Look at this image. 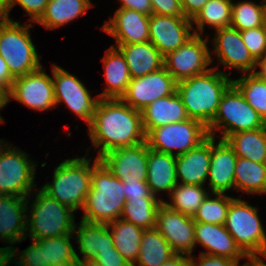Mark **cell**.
Segmentation results:
<instances>
[{"label":"cell","instance_id":"cell-1","mask_svg":"<svg viewBox=\"0 0 266 266\" xmlns=\"http://www.w3.org/2000/svg\"><path fill=\"white\" fill-rule=\"evenodd\" d=\"M88 129L94 148L100 147L97 158L113 149L146 141L141 111L121 98H100Z\"/></svg>","mask_w":266,"mask_h":266},{"label":"cell","instance_id":"cell-2","mask_svg":"<svg viewBox=\"0 0 266 266\" xmlns=\"http://www.w3.org/2000/svg\"><path fill=\"white\" fill-rule=\"evenodd\" d=\"M211 67L203 74L177 82V93L181 97L187 116L208 127L216 113L223 94L232 85L228 73Z\"/></svg>","mask_w":266,"mask_h":266},{"label":"cell","instance_id":"cell-3","mask_svg":"<svg viewBox=\"0 0 266 266\" xmlns=\"http://www.w3.org/2000/svg\"><path fill=\"white\" fill-rule=\"evenodd\" d=\"M123 182L99 161L92 168L90 192L82 208L81 220L90 223H110L121 217L126 197Z\"/></svg>","mask_w":266,"mask_h":266},{"label":"cell","instance_id":"cell-4","mask_svg":"<svg viewBox=\"0 0 266 266\" xmlns=\"http://www.w3.org/2000/svg\"><path fill=\"white\" fill-rule=\"evenodd\" d=\"M86 155L65 159L54 169L52 182L41 188L49 197L74 211L84 207L90 192L92 168L100 161L96 157L93 163L92 158L86 159Z\"/></svg>","mask_w":266,"mask_h":266},{"label":"cell","instance_id":"cell-5","mask_svg":"<svg viewBox=\"0 0 266 266\" xmlns=\"http://www.w3.org/2000/svg\"><path fill=\"white\" fill-rule=\"evenodd\" d=\"M31 211L27 210L26 238L39 240L73 234L75 228L74 210L49 197L41 189L35 194Z\"/></svg>","mask_w":266,"mask_h":266},{"label":"cell","instance_id":"cell-6","mask_svg":"<svg viewBox=\"0 0 266 266\" xmlns=\"http://www.w3.org/2000/svg\"><path fill=\"white\" fill-rule=\"evenodd\" d=\"M257 207L235 198L228 208L225 226L235 243L248 257L266 258V232Z\"/></svg>","mask_w":266,"mask_h":266},{"label":"cell","instance_id":"cell-7","mask_svg":"<svg viewBox=\"0 0 266 266\" xmlns=\"http://www.w3.org/2000/svg\"><path fill=\"white\" fill-rule=\"evenodd\" d=\"M33 27L32 23L21 25L13 20L0 24V56L15 78L42 66L30 36Z\"/></svg>","mask_w":266,"mask_h":266},{"label":"cell","instance_id":"cell-8","mask_svg":"<svg viewBox=\"0 0 266 266\" xmlns=\"http://www.w3.org/2000/svg\"><path fill=\"white\" fill-rule=\"evenodd\" d=\"M265 125L257 111L232 84L223 94L216 116L207 127V132L209 136L216 138L217 131L221 129V139L226 140L234 133L260 129Z\"/></svg>","mask_w":266,"mask_h":266},{"label":"cell","instance_id":"cell-9","mask_svg":"<svg viewBox=\"0 0 266 266\" xmlns=\"http://www.w3.org/2000/svg\"><path fill=\"white\" fill-rule=\"evenodd\" d=\"M7 143L0 139V194L27 198L37 187V164L24 151Z\"/></svg>","mask_w":266,"mask_h":266},{"label":"cell","instance_id":"cell-10","mask_svg":"<svg viewBox=\"0 0 266 266\" xmlns=\"http://www.w3.org/2000/svg\"><path fill=\"white\" fill-rule=\"evenodd\" d=\"M208 136L206 126L189 118L150 130L146 143L150 149L179 156L197 147Z\"/></svg>","mask_w":266,"mask_h":266},{"label":"cell","instance_id":"cell-11","mask_svg":"<svg viewBox=\"0 0 266 266\" xmlns=\"http://www.w3.org/2000/svg\"><path fill=\"white\" fill-rule=\"evenodd\" d=\"M209 38L194 34L177 50L164 56V67L177 81L203 74L210 70L213 59L209 47Z\"/></svg>","mask_w":266,"mask_h":266},{"label":"cell","instance_id":"cell-12","mask_svg":"<svg viewBox=\"0 0 266 266\" xmlns=\"http://www.w3.org/2000/svg\"><path fill=\"white\" fill-rule=\"evenodd\" d=\"M56 107L64 102L84 122L91 124L100 97L92 98L90 91L74 75L65 69L52 65Z\"/></svg>","mask_w":266,"mask_h":266},{"label":"cell","instance_id":"cell-13","mask_svg":"<svg viewBox=\"0 0 266 266\" xmlns=\"http://www.w3.org/2000/svg\"><path fill=\"white\" fill-rule=\"evenodd\" d=\"M29 198V200H28ZM27 198L14 195H0V240L12 244L0 248L1 257H13L17 254L13 244L26 240L27 234V210H29Z\"/></svg>","mask_w":266,"mask_h":266},{"label":"cell","instance_id":"cell-14","mask_svg":"<svg viewBox=\"0 0 266 266\" xmlns=\"http://www.w3.org/2000/svg\"><path fill=\"white\" fill-rule=\"evenodd\" d=\"M11 99L36 111L55 108L53 78L45 73L43 66L24 76L16 77L10 89Z\"/></svg>","mask_w":266,"mask_h":266},{"label":"cell","instance_id":"cell-15","mask_svg":"<svg viewBox=\"0 0 266 266\" xmlns=\"http://www.w3.org/2000/svg\"><path fill=\"white\" fill-rule=\"evenodd\" d=\"M176 91L177 81L163 67L143 77L131 78L121 99L133 109L142 111L153 101L168 97Z\"/></svg>","mask_w":266,"mask_h":266},{"label":"cell","instance_id":"cell-16","mask_svg":"<svg viewBox=\"0 0 266 266\" xmlns=\"http://www.w3.org/2000/svg\"><path fill=\"white\" fill-rule=\"evenodd\" d=\"M155 228L167 240L176 254H192L196 247L193 217L170 209L162 202L157 210Z\"/></svg>","mask_w":266,"mask_h":266},{"label":"cell","instance_id":"cell-17","mask_svg":"<svg viewBox=\"0 0 266 266\" xmlns=\"http://www.w3.org/2000/svg\"><path fill=\"white\" fill-rule=\"evenodd\" d=\"M193 29L192 20L187 17L151 14L149 41L166 56L191 38L194 35L191 32Z\"/></svg>","mask_w":266,"mask_h":266},{"label":"cell","instance_id":"cell-18","mask_svg":"<svg viewBox=\"0 0 266 266\" xmlns=\"http://www.w3.org/2000/svg\"><path fill=\"white\" fill-rule=\"evenodd\" d=\"M99 160L121 181H146L148 145L142 142L132 147L113 149Z\"/></svg>","mask_w":266,"mask_h":266},{"label":"cell","instance_id":"cell-19","mask_svg":"<svg viewBox=\"0 0 266 266\" xmlns=\"http://www.w3.org/2000/svg\"><path fill=\"white\" fill-rule=\"evenodd\" d=\"M215 32L213 52L216 53L218 63L228 69L240 70L243 74L254 73L257 61L243 42L240 31L225 27Z\"/></svg>","mask_w":266,"mask_h":266},{"label":"cell","instance_id":"cell-20","mask_svg":"<svg viewBox=\"0 0 266 266\" xmlns=\"http://www.w3.org/2000/svg\"><path fill=\"white\" fill-rule=\"evenodd\" d=\"M149 20V15L118 8L101 29L114 37L116 45L144 43L149 41Z\"/></svg>","mask_w":266,"mask_h":266},{"label":"cell","instance_id":"cell-21","mask_svg":"<svg viewBox=\"0 0 266 266\" xmlns=\"http://www.w3.org/2000/svg\"><path fill=\"white\" fill-rule=\"evenodd\" d=\"M237 155L226 140L220 139L215 143L211 136V163L208 172L209 189L214 193L225 194L226 191L235 189L234 173Z\"/></svg>","mask_w":266,"mask_h":266},{"label":"cell","instance_id":"cell-22","mask_svg":"<svg viewBox=\"0 0 266 266\" xmlns=\"http://www.w3.org/2000/svg\"><path fill=\"white\" fill-rule=\"evenodd\" d=\"M195 244L207 249L205 254L227 257L238 264L241 258H248L235 243L225 225L195 222Z\"/></svg>","mask_w":266,"mask_h":266},{"label":"cell","instance_id":"cell-23","mask_svg":"<svg viewBox=\"0 0 266 266\" xmlns=\"http://www.w3.org/2000/svg\"><path fill=\"white\" fill-rule=\"evenodd\" d=\"M210 163L211 136H208L197 147L176 156L177 182L203 186L208 177Z\"/></svg>","mask_w":266,"mask_h":266},{"label":"cell","instance_id":"cell-24","mask_svg":"<svg viewBox=\"0 0 266 266\" xmlns=\"http://www.w3.org/2000/svg\"><path fill=\"white\" fill-rule=\"evenodd\" d=\"M141 118L145 134L154 128L189 119L177 91L150 103L141 111Z\"/></svg>","mask_w":266,"mask_h":266},{"label":"cell","instance_id":"cell-25","mask_svg":"<svg viewBox=\"0 0 266 266\" xmlns=\"http://www.w3.org/2000/svg\"><path fill=\"white\" fill-rule=\"evenodd\" d=\"M115 47L124 55L131 78H140L164 67V56L150 41Z\"/></svg>","mask_w":266,"mask_h":266},{"label":"cell","instance_id":"cell-26","mask_svg":"<svg viewBox=\"0 0 266 266\" xmlns=\"http://www.w3.org/2000/svg\"><path fill=\"white\" fill-rule=\"evenodd\" d=\"M146 182L153 195L160 191L170 195L176 186V156L148 148V166Z\"/></svg>","mask_w":266,"mask_h":266},{"label":"cell","instance_id":"cell-27","mask_svg":"<svg viewBox=\"0 0 266 266\" xmlns=\"http://www.w3.org/2000/svg\"><path fill=\"white\" fill-rule=\"evenodd\" d=\"M73 235L76 236L80 255L78 260L95 259L98 252L114 248L112 234L107 223H90L81 220L79 226L74 228Z\"/></svg>","mask_w":266,"mask_h":266},{"label":"cell","instance_id":"cell-28","mask_svg":"<svg viewBox=\"0 0 266 266\" xmlns=\"http://www.w3.org/2000/svg\"><path fill=\"white\" fill-rule=\"evenodd\" d=\"M105 72L106 88L100 98H121L127 91L131 80L129 68L124 55L112 45L102 58Z\"/></svg>","mask_w":266,"mask_h":266},{"label":"cell","instance_id":"cell-29","mask_svg":"<svg viewBox=\"0 0 266 266\" xmlns=\"http://www.w3.org/2000/svg\"><path fill=\"white\" fill-rule=\"evenodd\" d=\"M92 6L94 5L91 0H49L44 13L36 23L53 30L84 15Z\"/></svg>","mask_w":266,"mask_h":266},{"label":"cell","instance_id":"cell-30","mask_svg":"<svg viewBox=\"0 0 266 266\" xmlns=\"http://www.w3.org/2000/svg\"><path fill=\"white\" fill-rule=\"evenodd\" d=\"M107 224L114 247L131 265H134L139 256L144 229L121 218Z\"/></svg>","mask_w":266,"mask_h":266},{"label":"cell","instance_id":"cell-31","mask_svg":"<svg viewBox=\"0 0 266 266\" xmlns=\"http://www.w3.org/2000/svg\"><path fill=\"white\" fill-rule=\"evenodd\" d=\"M226 141L237 157L266 163V125L260 129L234 133Z\"/></svg>","mask_w":266,"mask_h":266},{"label":"cell","instance_id":"cell-32","mask_svg":"<svg viewBox=\"0 0 266 266\" xmlns=\"http://www.w3.org/2000/svg\"><path fill=\"white\" fill-rule=\"evenodd\" d=\"M176 253L156 229H144L139 256L134 266H161Z\"/></svg>","mask_w":266,"mask_h":266},{"label":"cell","instance_id":"cell-33","mask_svg":"<svg viewBox=\"0 0 266 266\" xmlns=\"http://www.w3.org/2000/svg\"><path fill=\"white\" fill-rule=\"evenodd\" d=\"M234 181L235 190L247 194H266V163L237 157Z\"/></svg>","mask_w":266,"mask_h":266},{"label":"cell","instance_id":"cell-34","mask_svg":"<svg viewBox=\"0 0 266 266\" xmlns=\"http://www.w3.org/2000/svg\"><path fill=\"white\" fill-rule=\"evenodd\" d=\"M231 11L232 0H209L192 19V24L197 26L194 34L203 35L206 24L215 30L230 27Z\"/></svg>","mask_w":266,"mask_h":266},{"label":"cell","instance_id":"cell-35","mask_svg":"<svg viewBox=\"0 0 266 266\" xmlns=\"http://www.w3.org/2000/svg\"><path fill=\"white\" fill-rule=\"evenodd\" d=\"M208 194L210 191L204 186L177 183L169 195L171 203L163 202L170 209L193 217Z\"/></svg>","mask_w":266,"mask_h":266},{"label":"cell","instance_id":"cell-36","mask_svg":"<svg viewBox=\"0 0 266 266\" xmlns=\"http://www.w3.org/2000/svg\"><path fill=\"white\" fill-rule=\"evenodd\" d=\"M73 234L36 240L44 247L45 265L75 266L79 255L71 244Z\"/></svg>","mask_w":266,"mask_h":266},{"label":"cell","instance_id":"cell-37","mask_svg":"<svg viewBox=\"0 0 266 266\" xmlns=\"http://www.w3.org/2000/svg\"><path fill=\"white\" fill-rule=\"evenodd\" d=\"M163 201L162 198L127 200L120 218L143 229L155 228L157 210Z\"/></svg>","mask_w":266,"mask_h":266},{"label":"cell","instance_id":"cell-38","mask_svg":"<svg viewBox=\"0 0 266 266\" xmlns=\"http://www.w3.org/2000/svg\"><path fill=\"white\" fill-rule=\"evenodd\" d=\"M232 84L266 123V81L260 79L255 73H248L239 79L232 80Z\"/></svg>","mask_w":266,"mask_h":266},{"label":"cell","instance_id":"cell-39","mask_svg":"<svg viewBox=\"0 0 266 266\" xmlns=\"http://www.w3.org/2000/svg\"><path fill=\"white\" fill-rule=\"evenodd\" d=\"M265 14L266 0H262L261 4L252 1H240L237 4L232 2L230 27L239 31L261 27Z\"/></svg>","mask_w":266,"mask_h":266},{"label":"cell","instance_id":"cell-40","mask_svg":"<svg viewBox=\"0 0 266 266\" xmlns=\"http://www.w3.org/2000/svg\"><path fill=\"white\" fill-rule=\"evenodd\" d=\"M215 197L207 196L202 202L193 219L195 222L224 225L230 203L234 197L214 193Z\"/></svg>","mask_w":266,"mask_h":266},{"label":"cell","instance_id":"cell-41","mask_svg":"<svg viewBox=\"0 0 266 266\" xmlns=\"http://www.w3.org/2000/svg\"><path fill=\"white\" fill-rule=\"evenodd\" d=\"M33 243L25 250L20 251L19 258L1 257L0 266H9L15 263V266H50L45 265L44 247H41L36 240H31ZM12 260L14 262H12Z\"/></svg>","mask_w":266,"mask_h":266},{"label":"cell","instance_id":"cell-42","mask_svg":"<svg viewBox=\"0 0 266 266\" xmlns=\"http://www.w3.org/2000/svg\"><path fill=\"white\" fill-rule=\"evenodd\" d=\"M243 42L256 61L266 57V35L263 27L240 31Z\"/></svg>","mask_w":266,"mask_h":266},{"label":"cell","instance_id":"cell-43","mask_svg":"<svg viewBox=\"0 0 266 266\" xmlns=\"http://www.w3.org/2000/svg\"><path fill=\"white\" fill-rule=\"evenodd\" d=\"M49 0H9V11L19 4L30 17L29 21L37 22L45 11Z\"/></svg>","mask_w":266,"mask_h":266},{"label":"cell","instance_id":"cell-44","mask_svg":"<svg viewBox=\"0 0 266 266\" xmlns=\"http://www.w3.org/2000/svg\"><path fill=\"white\" fill-rule=\"evenodd\" d=\"M124 195L127 200H142V198H157L150 191L146 181H122Z\"/></svg>","mask_w":266,"mask_h":266},{"label":"cell","instance_id":"cell-45","mask_svg":"<svg viewBox=\"0 0 266 266\" xmlns=\"http://www.w3.org/2000/svg\"><path fill=\"white\" fill-rule=\"evenodd\" d=\"M152 14L184 16L180 0H150Z\"/></svg>","mask_w":266,"mask_h":266},{"label":"cell","instance_id":"cell-46","mask_svg":"<svg viewBox=\"0 0 266 266\" xmlns=\"http://www.w3.org/2000/svg\"><path fill=\"white\" fill-rule=\"evenodd\" d=\"M95 260L102 266H130L131 264L114 247L110 250L98 252Z\"/></svg>","mask_w":266,"mask_h":266},{"label":"cell","instance_id":"cell-47","mask_svg":"<svg viewBox=\"0 0 266 266\" xmlns=\"http://www.w3.org/2000/svg\"><path fill=\"white\" fill-rule=\"evenodd\" d=\"M192 255V266H240L236 261L221 256L200 253L199 262Z\"/></svg>","mask_w":266,"mask_h":266},{"label":"cell","instance_id":"cell-48","mask_svg":"<svg viewBox=\"0 0 266 266\" xmlns=\"http://www.w3.org/2000/svg\"><path fill=\"white\" fill-rule=\"evenodd\" d=\"M120 3L119 8L136 10L149 16L152 14L150 0H120Z\"/></svg>","mask_w":266,"mask_h":266},{"label":"cell","instance_id":"cell-49","mask_svg":"<svg viewBox=\"0 0 266 266\" xmlns=\"http://www.w3.org/2000/svg\"><path fill=\"white\" fill-rule=\"evenodd\" d=\"M184 17L193 19L209 0H180Z\"/></svg>","mask_w":266,"mask_h":266},{"label":"cell","instance_id":"cell-50","mask_svg":"<svg viewBox=\"0 0 266 266\" xmlns=\"http://www.w3.org/2000/svg\"><path fill=\"white\" fill-rule=\"evenodd\" d=\"M161 266H192V255L175 254Z\"/></svg>","mask_w":266,"mask_h":266},{"label":"cell","instance_id":"cell-51","mask_svg":"<svg viewBox=\"0 0 266 266\" xmlns=\"http://www.w3.org/2000/svg\"><path fill=\"white\" fill-rule=\"evenodd\" d=\"M15 77L10 73L5 60L0 56V82L4 83L9 89L13 85Z\"/></svg>","mask_w":266,"mask_h":266},{"label":"cell","instance_id":"cell-52","mask_svg":"<svg viewBox=\"0 0 266 266\" xmlns=\"http://www.w3.org/2000/svg\"><path fill=\"white\" fill-rule=\"evenodd\" d=\"M9 101L10 89L4 83L0 82V110L4 108ZM0 123H5L2 116H0Z\"/></svg>","mask_w":266,"mask_h":266},{"label":"cell","instance_id":"cell-53","mask_svg":"<svg viewBox=\"0 0 266 266\" xmlns=\"http://www.w3.org/2000/svg\"><path fill=\"white\" fill-rule=\"evenodd\" d=\"M9 0H0V24L12 21L9 17Z\"/></svg>","mask_w":266,"mask_h":266},{"label":"cell","instance_id":"cell-54","mask_svg":"<svg viewBox=\"0 0 266 266\" xmlns=\"http://www.w3.org/2000/svg\"><path fill=\"white\" fill-rule=\"evenodd\" d=\"M256 67H259V71L255 70V74L262 80L266 81V57L257 61Z\"/></svg>","mask_w":266,"mask_h":266},{"label":"cell","instance_id":"cell-55","mask_svg":"<svg viewBox=\"0 0 266 266\" xmlns=\"http://www.w3.org/2000/svg\"><path fill=\"white\" fill-rule=\"evenodd\" d=\"M248 259L245 266H266V263H264L261 257H251Z\"/></svg>","mask_w":266,"mask_h":266},{"label":"cell","instance_id":"cell-56","mask_svg":"<svg viewBox=\"0 0 266 266\" xmlns=\"http://www.w3.org/2000/svg\"><path fill=\"white\" fill-rule=\"evenodd\" d=\"M75 266H102V265L95 259H88V260H78Z\"/></svg>","mask_w":266,"mask_h":266},{"label":"cell","instance_id":"cell-57","mask_svg":"<svg viewBox=\"0 0 266 266\" xmlns=\"http://www.w3.org/2000/svg\"><path fill=\"white\" fill-rule=\"evenodd\" d=\"M263 30H264V33H265V35H266V14H265V17H264V21H263ZM265 42H266V40H265Z\"/></svg>","mask_w":266,"mask_h":266}]
</instances>
